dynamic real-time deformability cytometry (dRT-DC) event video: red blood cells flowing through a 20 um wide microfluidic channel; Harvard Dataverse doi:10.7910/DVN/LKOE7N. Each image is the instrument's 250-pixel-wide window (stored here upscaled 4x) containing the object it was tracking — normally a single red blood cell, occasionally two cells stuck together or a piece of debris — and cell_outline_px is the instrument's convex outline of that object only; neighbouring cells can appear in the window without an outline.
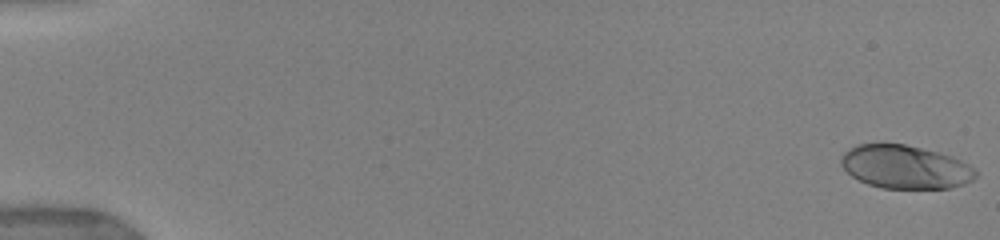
{"species": "human", "species_latin": "Homo sapiens", "temperature_condition": "warm", "stored_images_in_passage": 26, "camera_frame_rate_fps": 3000, "um_per_image_px": 0.085, "donor": {"sex": "female"}, "frame": {"image": 1, "passage_image": 1, "time_ms": 0.0, "image_size_px": [1000, 240], "cell_outline_px": [[976, 176], [972, 180], [964, 184], [952, 188], [880, 188], [868, 184], [852, 176], [840, 164], [840, 156], [848, 148], [856, 144], [904, 144], [952, 156], [976, 168]], "centroid_in_image_um": [76.93, 14.19], "position_along_channel_um": 8.1, "area_um2": 33.99}}
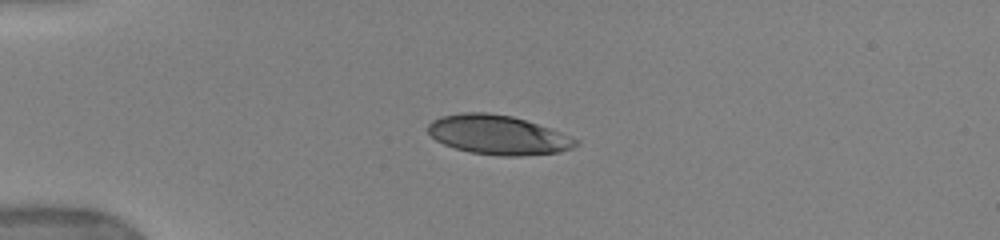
{"frame": {"image": 2, "passage_image": 19, "time_ms": 4.333, "image_size_px": [1000, 240], "cell_outline_px": [[580, 140], [572, 148], [560, 152], [520, 156], [504, 156], [468, 152], [444, 144], [436, 140], [428, 132], [428, 124], [432, 120], [440, 116], [460, 112], [488, 112], [512, 116], [560, 132]], "centroid_in_image_um": [42.3, 11.46], "position_along_channel_um": 42.7, "area_um2": 33.76}}
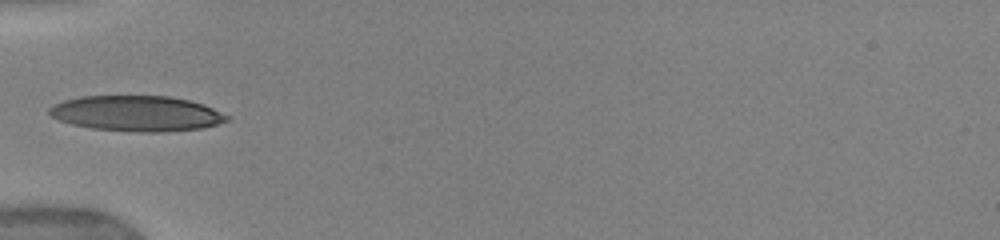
{"frame": {"image": 3, "passage_image": 23, "time_ms": 6.0, "image_size_px": [1000, 240], "cell_outline_px": [[232, 120], [200, 128], [164, 132], [140, 132], [92, 128], [72, 124], [60, 120], [52, 116], [48, 112], [48, 108], [52, 104], [64, 100], [80, 96], [168, 96], [188, 100], [204, 104], [228, 116]], "centroid_in_image_um": [11.6, 9.64], "position_along_channel_um": 73.4, "area_um2": 36.65}}